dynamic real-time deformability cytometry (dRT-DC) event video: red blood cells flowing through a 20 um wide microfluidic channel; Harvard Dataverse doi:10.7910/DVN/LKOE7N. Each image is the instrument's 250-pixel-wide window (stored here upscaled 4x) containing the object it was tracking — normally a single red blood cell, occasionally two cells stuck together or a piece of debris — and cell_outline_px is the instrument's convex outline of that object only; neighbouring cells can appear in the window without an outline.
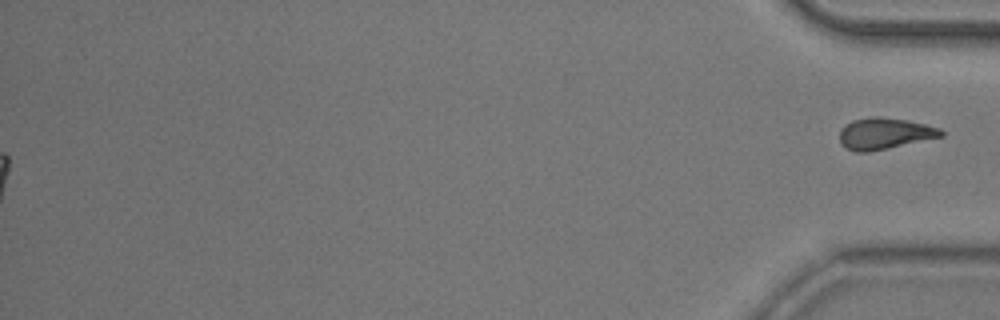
{"species": "common noctule bat (a hibernating species)", "species_latin": "Nyctalus noctula", "temperature_condition": "room temperature", "stored_images_in_passage": 55, "segment_of_instrument_passage": [2, 2], "camera_frame_rate_fps": 3000, "um_per_image_px": 0.085, "animal": {"sex": "male", "body_mass_g": 20.5, "forearm_length_mm": 52.5}, "frame": {"image": 1, "passage_image": 55, "time_ms": 18.0, "image_size_px": [1000, 320], "cell_outline_px": [[944, 136], [868, 152], [856, 152], [844, 148], [840, 144], [840, 128], [844, 124], [852, 120], [872, 116], [880, 116], [908, 120], [940, 128], [944, 132]], "centroid_in_image_um": [75.15, 11.34], "position_along_channel_um": 360.1, "area_um2": 18.73}}